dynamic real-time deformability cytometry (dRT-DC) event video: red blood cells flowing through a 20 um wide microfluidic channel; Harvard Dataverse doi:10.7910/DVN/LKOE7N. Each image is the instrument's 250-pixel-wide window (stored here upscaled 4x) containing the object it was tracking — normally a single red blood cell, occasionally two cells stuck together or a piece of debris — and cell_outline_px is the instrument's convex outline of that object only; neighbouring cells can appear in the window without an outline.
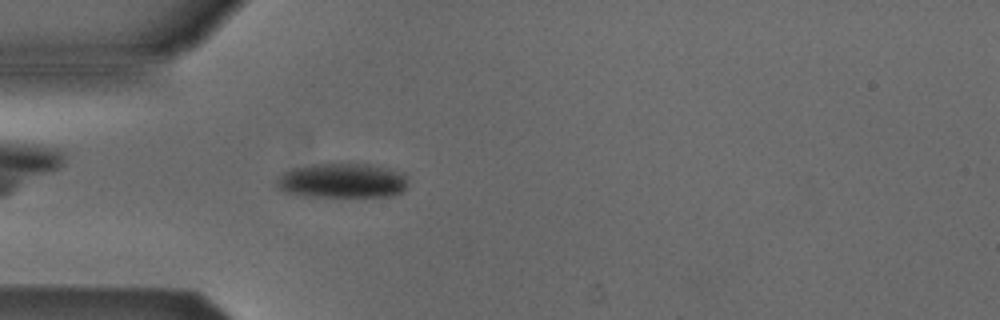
{"species": "Egyptian fruit bat (a non-hibernating species)", "species_latin": "Rousettus aegyptiacus", "temperature_condition": "cold", "stored_images_in_passage": 3, "camera_frame_rate_fps": 3000, "um_per_image_px": 0.085, "animal": {"sex": "male"}, "frame": {"image": 1, "passage_image": 3, "time_ms": 2.333, "image_size_px": [1000, 320], "cell_outline_px": [[408, 184], [400, 192], [392, 196], [300, 196], [284, 192], [276, 188], [276, 176], [292, 168], [312, 164], [368, 164], [388, 168], [404, 172], [408, 180]], "centroid_in_image_um": [29.05, 15.35], "position_along_channel_um": 55.9, "area_um2": 26.82}}